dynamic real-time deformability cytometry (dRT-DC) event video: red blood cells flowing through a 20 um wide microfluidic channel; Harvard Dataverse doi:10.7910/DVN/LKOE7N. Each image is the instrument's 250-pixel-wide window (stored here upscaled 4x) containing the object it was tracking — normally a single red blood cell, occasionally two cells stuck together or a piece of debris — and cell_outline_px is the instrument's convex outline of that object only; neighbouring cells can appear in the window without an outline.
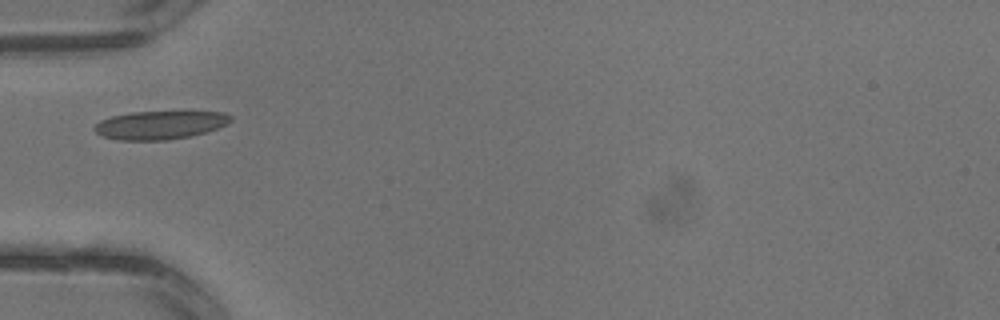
{"species": "common noctule bat (a hibernating species)", "species_latin": "Nyctalus noctula", "temperature_condition": "warm", "stored_images_in_passage": 2, "camera_frame_rate_fps": 3000, "um_per_image_px": 0.085, "animal": {"sex": "male", "body_mass_g": 13.3}, "frame": {"image": 1, "passage_image": 2, "time_ms": 0.333, "image_size_px": [1000, 320], "cell_outline_px": [[232, 120], [228, 124], [208, 132], [168, 140], [120, 140], [104, 136], [96, 132], [92, 128], [100, 120], [112, 116], [132, 112], [224, 112], [232, 116]], "centroid_in_image_um": [13.62, 10.63], "position_along_channel_um": 71.4, "area_um2": 22.43}}